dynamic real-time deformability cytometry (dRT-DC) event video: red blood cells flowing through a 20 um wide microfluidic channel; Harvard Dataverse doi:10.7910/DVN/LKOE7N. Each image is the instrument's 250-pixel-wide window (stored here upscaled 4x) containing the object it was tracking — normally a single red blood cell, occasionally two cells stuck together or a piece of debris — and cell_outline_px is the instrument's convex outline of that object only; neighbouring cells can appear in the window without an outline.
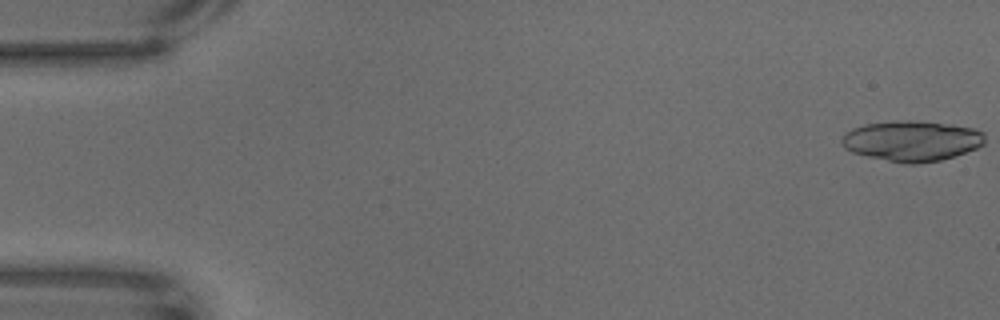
{"species": "common noctule bat (a hibernating species)", "species_latin": "Nyctalus noctula", "temperature_condition": "warm", "stored_images_in_passage": 65, "camera_frame_rate_fps": 3000, "um_per_image_px": 0.085, "animal": {"sex": "male", "body_mass_g": 18.8}, "frame": {"image": 1, "passage_image": 1, "time_ms": 0.0, "image_size_px": [1000, 320], "cell_outline_px": [[984, 144], [976, 148], [940, 160], [916, 164], [904, 164], [868, 156], [852, 152], [844, 148], [840, 140], [852, 128], [864, 124], [892, 120], [908, 120], [952, 124], [972, 128], [984, 132]], "centroid_in_image_um": [77.49, 11.96], "position_along_channel_um": 7.5, "area_um2": 33.7}}